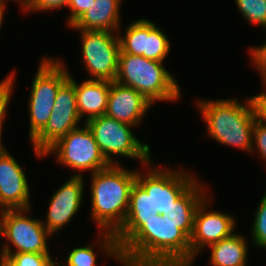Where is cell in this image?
Segmentation results:
<instances>
[{"label": "cell", "instance_id": "cell-4", "mask_svg": "<svg viewBox=\"0 0 266 266\" xmlns=\"http://www.w3.org/2000/svg\"><path fill=\"white\" fill-rule=\"evenodd\" d=\"M116 82L132 87L149 102L176 101L181 95L174 76L166 70L163 62L143 56L119 53Z\"/></svg>", "mask_w": 266, "mask_h": 266}, {"label": "cell", "instance_id": "cell-36", "mask_svg": "<svg viewBox=\"0 0 266 266\" xmlns=\"http://www.w3.org/2000/svg\"><path fill=\"white\" fill-rule=\"evenodd\" d=\"M6 1H10V0H0V4H7Z\"/></svg>", "mask_w": 266, "mask_h": 266}, {"label": "cell", "instance_id": "cell-7", "mask_svg": "<svg viewBox=\"0 0 266 266\" xmlns=\"http://www.w3.org/2000/svg\"><path fill=\"white\" fill-rule=\"evenodd\" d=\"M29 210L31 208L0 211V237L4 235L8 244L11 245L3 244L0 255H11L12 253L50 254L47 240L52 234L42 224V220L27 216ZM12 246L16 248L13 249L14 251Z\"/></svg>", "mask_w": 266, "mask_h": 266}, {"label": "cell", "instance_id": "cell-30", "mask_svg": "<svg viewBox=\"0 0 266 266\" xmlns=\"http://www.w3.org/2000/svg\"><path fill=\"white\" fill-rule=\"evenodd\" d=\"M256 146V147H255ZM257 148L260 157L266 161V126L255 121L253 128L252 151Z\"/></svg>", "mask_w": 266, "mask_h": 266}, {"label": "cell", "instance_id": "cell-35", "mask_svg": "<svg viewBox=\"0 0 266 266\" xmlns=\"http://www.w3.org/2000/svg\"><path fill=\"white\" fill-rule=\"evenodd\" d=\"M14 1V0H13ZM17 3L19 2L20 4V6L22 7L23 6V4L27 1V0H15Z\"/></svg>", "mask_w": 266, "mask_h": 266}, {"label": "cell", "instance_id": "cell-34", "mask_svg": "<svg viewBox=\"0 0 266 266\" xmlns=\"http://www.w3.org/2000/svg\"><path fill=\"white\" fill-rule=\"evenodd\" d=\"M1 141H2V132H0V158L3 157L7 152H9L5 149Z\"/></svg>", "mask_w": 266, "mask_h": 266}, {"label": "cell", "instance_id": "cell-3", "mask_svg": "<svg viewBox=\"0 0 266 266\" xmlns=\"http://www.w3.org/2000/svg\"><path fill=\"white\" fill-rule=\"evenodd\" d=\"M196 104L212 139L251 153L256 119L250 98L244 104L235 98L200 99Z\"/></svg>", "mask_w": 266, "mask_h": 266}, {"label": "cell", "instance_id": "cell-24", "mask_svg": "<svg viewBox=\"0 0 266 266\" xmlns=\"http://www.w3.org/2000/svg\"><path fill=\"white\" fill-rule=\"evenodd\" d=\"M235 3L247 22L266 28V0H235Z\"/></svg>", "mask_w": 266, "mask_h": 266}, {"label": "cell", "instance_id": "cell-11", "mask_svg": "<svg viewBox=\"0 0 266 266\" xmlns=\"http://www.w3.org/2000/svg\"><path fill=\"white\" fill-rule=\"evenodd\" d=\"M75 86L68 79L58 90L52 113L44 128L30 141L37 158L71 130L78 128Z\"/></svg>", "mask_w": 266, "mask_h": 266}, {"label": "cell", "instance_id": "cell-9", "mask_svg": "<svg viewBox=\"0 0 266 266\" xmlns=\"http://www.w3.org/2000/svg\"><path fill=\"white\" fill-rule=\"evenodd\" d=\"M51 153L56 154L55 157L61 165L80 171L73 176H82L83 171L92 174L111 165L102 154L86 124L84 127L71 130L53 144L43 156Z\"/></svg>", "mask_w": 266, "mask_h": 266}, {"label": "cell", "instance_id": "cell-18", "mask_svg": "<svg viewBox=\"0 0 266 266\" xmlns=\"http://www.w3.org/2000/svg\"><path fill=\"white\" fill-rule=\"evenodd\" d=\"M152 214L156 213L150 208L148 194L135 182L131 189L126 218L115 233L119 248L143 225V219L152 217Z\"/></svg>", "mask_w": 266, "mask_h": 266}, {"label": "cell", "instance_id": "cell-22", "mask_svg": "<svg viewBox=\"0 0 266 266\" xmlns=\"http://www.w3.org/2000/svg\"><path fill=\"white\" fill-rule=\"evenodd\" d=\"M155 22L149 20V36H146L145 51L142 56L154 61L163 62L170 52V41Z\"/></svg>", "mask_w": 266, "mask_h": 266}, {"label": "cell", "instance_id": "cell-19", "mask_svg": "<svg viewBox=\"0 0 266 266\" xmlns=\"http://www.w3.org/2000/svg\"><path fill=\"white\" fill-rule=\"evenodd\" d=\"M211 248V266H246L248 244L246 238L233 233L231 236L208 246Z\"/></svg>", "mask_w": 266, "mask_h": 266}, {"label": "cell", "instance_id": "cell-33", "mask_svg": "<svg viewBox=\"0 0 266 266\" xmlns=\"http://www.w3.org/2000/svg\"><path fill=\"white\" fill-rule=\"evenodd\" d=\"M6 4H0V30L3 24V17H4V12H5V7Z\"/></svg>", "mask_w": 266, "mask_h": 266}, {"label": "cell", "instance_id": "cell-32", "mask_svg": "<svg viewBox=\"0 0 266 266\" xmlns=\"http://www.w3.org/2000/svg\"><path fill=\"white\" fill-rule=\"evenodd\" d=\"M92 1L95 0H70L67 9H70L68 25L71 26L83 13L88 11Z\"/></svg>", "mask_w": 266, "mask_h": 266}, {"label": "cell", "instance_id": "cell-31", "mask_svg": "<svg viewBox=\"0 0 266 266\" xmlns=\"http://www.w3.org/2000/svg\"><path fill=\"white\" fill-rule=\"evenodd\" d=\"M265 91L260 94H256L253 97H250L255 119L258 123L266 126V86Z\"/></svg>", "mask_w": 266, "mask_h": 266}, {"label": "cell", "instance_id": "cell-1", "mask_svg": "<svg viewBox=\"0 0 266 266\" xmlns=\"http://www.w3.org/2000/svg\"><path fill=\"white\" fill-rule=\"evenodd\" d=\"M136 175L137 171L122 168L120 164H111L91 174V217L101 230L97 243L105 256L117 259L121 265L123 262L115 233L126 218Z\"/></svg>", "mask_w": 266, "mask_h": 266}, {"label": "cell", "instance_id": "cell-6", "mask_svg": "<svg viewBox=\"0 0 266 266\" xmlns=\"http://www.w3.org/2000/svg\"><path fill=\"white\" fill-rule=\"evenodd\" d=\"M92 132L102 154L110 164H120L114 155L129 157L143 163L152 162L150 145L141 142L131 131V125L119 122L107 115L94 117L85 122Z\"/></svg>", "mask_w": 266, "mask_h": 266}, {"label": "cell", "instance_id": "cell-2", "mask_svg": "<svg viewBox=\"0 0 266 266\" xmlns=\"http://www.w3.org/2000/svg\"><path fill=\"white\" fill-rule=\"evenodd\" d=\"M123 266H191L190 238L167 216L152 214L120 247Z\"/></svg>", "mask_w": 266, "mask_h": 266}, {"label": "cell", "instance_id": "cell-21", "mask_svg": "<svg viewBox=\"0 0 266 266\" xmlns=\"http://www.w3.org/2000/svg\"><path fill=\"white\" fill-rule=\"evenodd\" d=\"M146 36H149V20H135L125 30V36H118L120 53L142 56L145 51Z\"/></svg>", "mask_w": 266, "mask_h": 266}, {"label": "cell", "instance_id": "cell-25", "mask_svg": "<svg viewBox=\"0 0 266 266\" xmlns=\"http://www.w3.org/2000/svg\"><path fill=\"white\" fill-rule=\"evenodd\" d=\"M252 240L256 247L266 248V192L264 193L258 208L251 229Z\"/></svg>", "mask_w": 266, "mask_h": 266}, {"label": "cell", "instance_id": "cell-15", "mask_svg": "<svg viewBox=\"0 0 266 266\" xmlns=\"http://www.w3.org/2000/svg\"><path fill=\"white\" fill-rule=\"evenodd\" d=\"M153 106L142 94L132 87L116 81L110 82V92L105 115L133 127L142 123L143 117Z\"/></svg>", "mask_w": 266, "mask_h": 266}, {"label": "cell", "instance_id": "cell-26", "mask_svg": "<svg viewBox=\"0 0 266 266\" xmlns=\"http://www.w3.org/2000/svg\"><path fill=\"white\" fill-rule=\"evenodd\" d=\"M92 245L76 247L68 254L67 266H96V253Z\"/></svg>", "mask_w": 266, "mask_h": 266}, {"label": "cell", "instance_id": "cell-23", "mask_svg": "<svg viewBox=\"0 0 266 266\" xmlns=\"http://www.w3.org/2000/svg\"><path fill=\"white\" fill-rule=\"evenodd\" d=\"M2 266H61L55 262L50 254L40 253H12L0 255Z\"/></svg>", "mask_w": 266, "mask_h": 266}, {"label": "cell", "instance_id": "cell-12", "mask_svg": "<svg viewBox=\"0 0 266 266\" xmlns=\"http://www.w3.org/2000/svg\"><path fill=\"white\" fill-rule=\"evenodd\" d=\"M208 201L210 200L207 195L195 211L193 232L190 237L191 264L204 248L231 236L236 228V218L219 211H208L207 206H210Z\"/></svg>", "mask_w": 266, "mask_h": 266}, {"label": "cell", "instance_id": "cell-13", "mask_svg": "<svg viewBox=\"0 0 266 266\" xmlns=\"http://www.w3.org/2000/svg\"><path fill=\"white\" fill-rule=\"evenodd\" d=\"M82 176H71L50 198L48 213L42 224L55 235L78 213L83 200L84 179Z\"/></svg>", "mask_w": 266, "mask_h": 266}, {"label": "cell", "instance_id": "cell-5", "mask_svg": "<svg viewBox=\"0 0 266 266\" xmlns=\"http://www.w3.org/2000/svg\"><path fill=\"white\" fill-rule=\"evenodd\" d=\"M42 59V60H41ZM29 93V140L31 141L46 125L52 113L59 88L69 79L68 69L62 61L43 57Z\"/></svg>", "mask_w": 266, "mask_h": 266}, {"label": "cell", "instance_id": "cell-8", "mask_svg": "<svg viewBox=\"0 0 266 266\" xmlns=\"http://www.w3.org/2000/svg\"><path fill=\"white\" fill-rule=\"evenodd\" d=\"M146 167L150 169L146 175L137 169L136 182L148 194L151 210L162 216H167L174 203L198 180L182 169L153 168L151 162Z\"/></svg>", "mask_w": 266, "mask_h": 266}, {"label": "cell", "instance_id": "cell-28", "mask_svg": "<svg viewBox=\"0 0 266 266\" xmlns=\"http://www.w3.org/2000/svg\"><path fill=\"white\" fill-rule=\"evenodd\" d=\"M70 0H27L21 9L23 11H50L68 6Z\"/></svg>", "mask_w": 266, "mask_h": 266}, {"label": "cell", "instance_id": "cell-29", "mask_svg": "<svg viewBox=\"0 0 266 266\" xmlns=\"http://www.w3.org/2000/svg\"><path fill=\"white\" fill-rule=\"evenodd\" d=\"M250 49L249 53L253 61V66H256L255 68H257L263 78V86H266V41L264 44Z\"/></svg>", "mask_w": 266, "mask_h": 266}, {"label": "cell", "instance_id": "cell-16", "mask_svg": "<svg viewBox=\"0 0 266 266\" xmlns=\"http://www.w3.org/2000/svg\"><path fill=\"white\" fill-rule=\"evenodd\" d=\"M69 80L75 86L78 115L81 119L85 116L86 122L91 118L105 115L110 81L88 79L78 84L71 74Z\"/></svg>", "mask_w": 266, "mask_h": 266}, {"label": "cell", "instance_id": "cell-10", "mask_svg": "<svg viewBox=\"0 0 266 266\" xmlns=\"http://www.w3.org/2000/svg\"><path fill=\"white\" fill-rule=\"evenodd\" d=\"M82 59L90 80L115 81L118 72L119 35L111 31L78 30ZM116 34V35H115Z\"/></svg>", "mask_w": 266, "mask_h": 266}, {"label": "cell", "instance_id": "cell-14", "mask_svg": "<svg viewBox=\"0 0 266 266\" xmlns=\"http://www.w3.org/2000/svg\"><path fill=\"white\" fill-rule=\"evenodd\" d=\"M26 174L7 152L0 158V210L30 209V189Z\"/></svg>", "mask_w": 266, "mask_h": 266}, {"label": "cell", "instance_id": "cell-17", "mask_svg": "<svg viewBox=\"0 0 266 266\" xmlns=\"http://www.w3.org/2000/svg\"><path fill=\"white\" fill-rule=\"evenodd\" d=\"M123 0H95L70 28L120 32V6Z\"/></svg>", "mask_w": 266, "mask_h": 266}, {"label": "cell", "instance_id": "cell-20", "mask_svg": "<svg viewBox=\"0 0 266 266\" xmlns=\"http://www.w3.org/2000/svg\"><path fill=\"white\" fill-rule=\"evenodd\" d=\"M196 181L175 203L167 217L189 238L193 232L194 215L198 205L207 196L204 186ZM202 185V186H201Z\"/></svg>", "mask_w": 266, "mask_h": 266}, {"label": "cell", "instance_id": "cell-27", "mask_svg": "<svg viewBox=\"0 0 266 266\" xmlns=\"http://www.w3.org/2000/svg\"><path fill=\"white\" fill-rule=\"evenodd\" d=\"M14 71L10 72L4 80L0 82V132H2L3 123L7 115V108L11 100L14 86Z\"/></svg>", "mask_w": 266, "mask_h": 266}]
</instances>
